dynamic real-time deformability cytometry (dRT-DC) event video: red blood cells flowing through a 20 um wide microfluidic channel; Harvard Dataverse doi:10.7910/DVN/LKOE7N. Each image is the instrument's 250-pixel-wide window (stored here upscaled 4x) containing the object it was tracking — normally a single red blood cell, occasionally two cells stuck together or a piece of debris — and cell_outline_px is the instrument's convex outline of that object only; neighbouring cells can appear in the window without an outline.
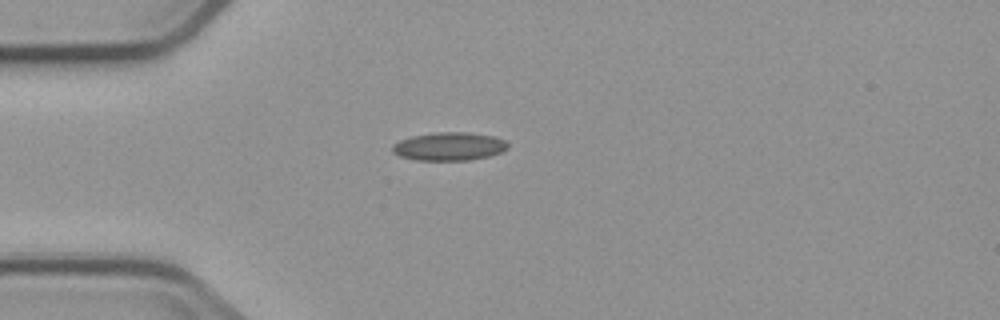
{"species": "common noctule bat (a hibernating species)", "species_latin": "Nyctalus noctula", "temperature_condition": "cold", "stored_images_in_passage": 4, "camera_frame_rate_fps": 3000, "um_per_image_px": 0.085, "animal": {"sex": "male", "body_mass_g": 23.1, "forearm_length_mm": 52.7}, "frame": {"image": 1, "passage_image": 1, "time_ms": 0.0, "image_size_px": [1000, 320], "cell_outline_px": [[508, 148], [500, 152], [488, 156], [468, 160], [416, 160], [400, 156], [392, 152], [392, 144], [400, 140], [412, 136], [436, 132], [468, 132], [496, 136], [504, 140], [508, 144]], "centroid_in_image_um": [38.17, 12.43], "position_along_channel_um": 46.8, "area_um2": 19.02}}
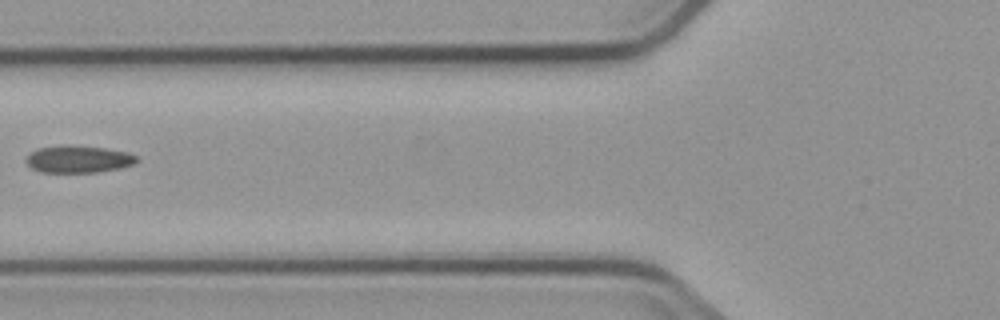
{"frame": {"image": 2, "passage_image": 3, "time_ms": 2.333, "image_size_px": [1000, 320], "cell_outline_px": [[140, 160], [132, 164], [120, 168], [96, 172], [40, 172], [32, 168], [28, 164], [28, 156], [32, 152], [40, 148], [60, 144], [64, 144], [104, 148], [128, 152], [136, 156]], "centroid_in_image_um": [6.69, 13.52], "position_along_channel_um": 119.1, "area_um2": 17.4}}
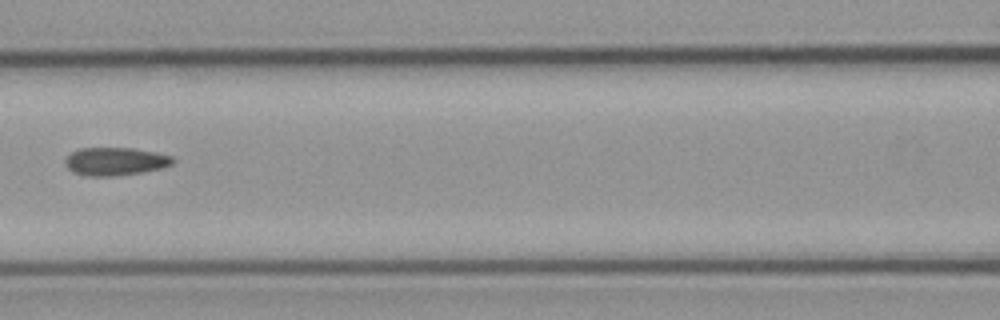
{"frame": {"image": 3, "passage_image": 4, "time_ms": 3.333, "image_size_px": [1000, 320], "cell_outline_px": [[176, 160], [172, 164], [160, 168], [140, 172], [116, 176], [84, 176], [72, 172], [64, 164], [64, 160], [72, 152], [80, 148], [132, 148], [172, 156]], "centroid_in_image_um": [9.75, 13.72], "position_along_channel_um": 156.8, "area_um2": 17.51}}